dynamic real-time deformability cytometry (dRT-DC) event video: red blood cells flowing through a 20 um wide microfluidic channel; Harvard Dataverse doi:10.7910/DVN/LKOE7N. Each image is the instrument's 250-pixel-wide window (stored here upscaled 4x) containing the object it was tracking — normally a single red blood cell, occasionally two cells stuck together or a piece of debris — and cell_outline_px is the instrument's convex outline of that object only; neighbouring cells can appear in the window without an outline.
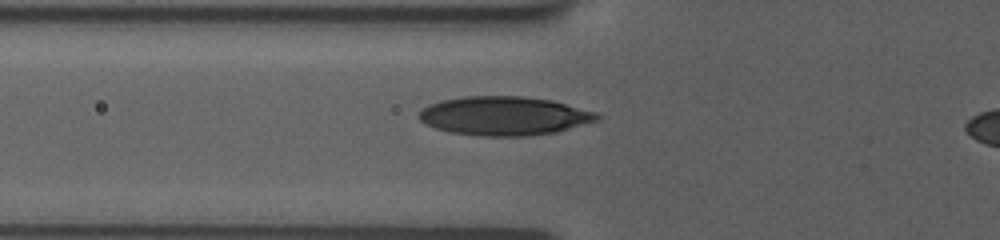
{"species": "human", "species_latin": "Homo sapiens", "temperature_condition": "room temperature", "stored_images_in_passage": 44, "camera_frame_rate_fps": 3000, "um_per_image_px": 0.085, "donor": {"sex": "female"}, "frame": {"image": 1, "passage_image": 13, "time_ms": 4.0, "image_size_px": [1000, 240], "cell_outline_px": [[600, 120], [556, 132], [532, 136], [480, 136], [452, 132], [436, 128], [424, 124], [416, 116], [428, 104], [440, 100], [464, 96], [524, 96], [552, 100], [596, 112], [600, 116]], "centroid_in_image_um": [42.85, 9.85], "position_along_channel_um": 82.9, "area_um2": 40.58}}
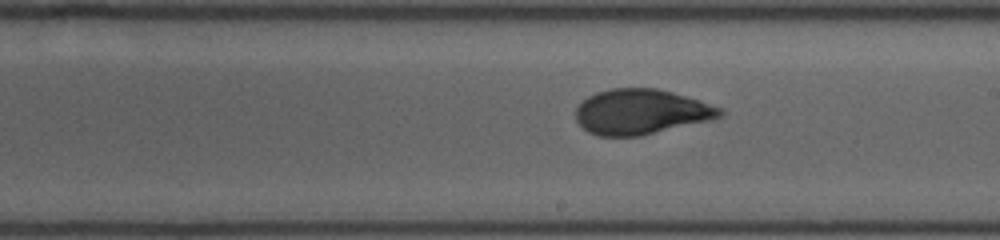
{"frame": {"image": 2, "passage_image": 25, "time_ms": 8.0, "image_size_px": [1000, 240], "cell_outline_px": [[724, 112], [720, 116], [712, 120], [640, 136], [596, 136], [588, 132], [576, 120], [576, 108], [588, 96], [596, 92], [612, 88], [656, 88], [672, 92], [700, 100], [720, 108]], "centroid_in_image_um": [54.48, 9.51], "position_along_channel_um": 234.5, "area_um2": 37.92}}
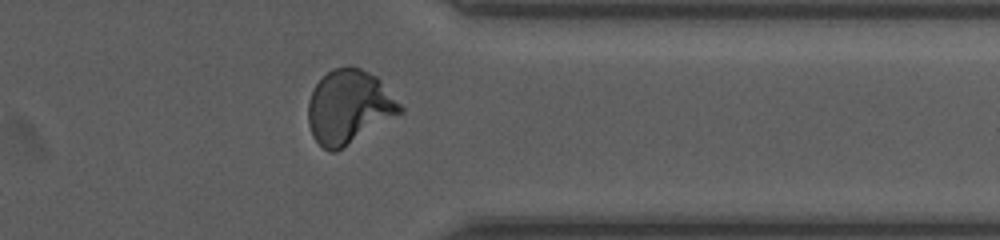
{"frame": {"image": 3, "passage_image": 37, "time_ms": 12.0, "image_size_px": [1000, 240], "cell_outline_px": [[404, 112], [336, 152], [328, 152], [312, 136], [308, 124], [308, 100], [316, 84], [332, 68], [344, 64], [348, 64], [360, 68], [376, 76], [380, 80], [404, 108]], "centroid_in_image_um": [29.66, 9.08], "position_along_channel_um": 381.7, "area_um2": 39.77}}